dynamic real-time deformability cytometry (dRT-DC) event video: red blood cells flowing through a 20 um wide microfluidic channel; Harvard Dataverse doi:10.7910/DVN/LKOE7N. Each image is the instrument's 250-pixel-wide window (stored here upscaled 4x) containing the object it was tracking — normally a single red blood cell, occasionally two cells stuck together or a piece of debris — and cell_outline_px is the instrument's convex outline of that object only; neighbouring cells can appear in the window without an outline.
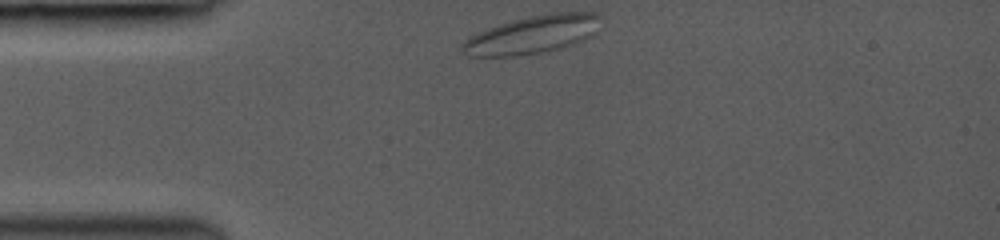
{"species": "common noctule bat (a hibernating species)", "species_latin": "Nyctalus noctula", "temperature_condition": "room temperature", "stored_images_in_passage": 7, "camera_frame_rate_fps": 3000, "um_per_image_px": 0.085, "animal": {"sex": "female", "body_mass_g": 19.0, "forearm_length_mm": 53.3}, "frame": {"image": 1, "passage_image": 1, "time_ms": 0.0, "image_size_px": [1000, 240], "cell_outline_px": [[600, 16], [596, 32], [592, 36], [584, 40], [560, 48], [544, 52], [516, 56], [468, 56], [460, 48], [460, 44], [464, 40], [476, 32], [512, 20], [528, 16], [552, 12], [596, 12]], "centroid_in_image_um": [45.24, 2.94], "position_along_channel_um": 39.8, "area_um2": 30.81}}
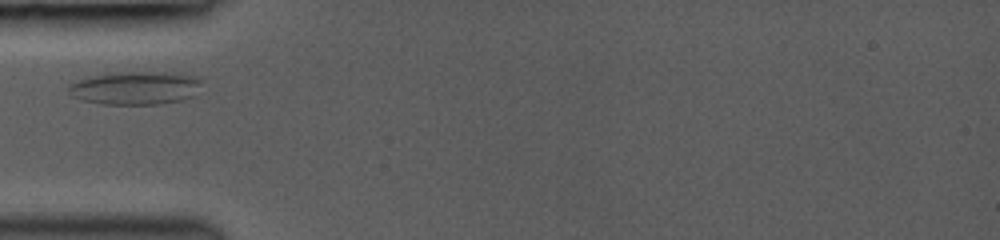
{"frame": {"image": 2, "passage_image": 5, "time_ms": 1.667, "image_size_px": [1000, 240], "cell_outline_px": [[200, 84], [192, 96], [180, 100], [160, 104], [100, 104], [84, 100], [72, 96], [68, 92], [68, 84], [76, 80], [108, 72], [180, 72], [200, 76]], "centroid_in_image_um": [11.49, 7.45], "position_along_channel_um": 73.5, "area_um2": 26.07}}